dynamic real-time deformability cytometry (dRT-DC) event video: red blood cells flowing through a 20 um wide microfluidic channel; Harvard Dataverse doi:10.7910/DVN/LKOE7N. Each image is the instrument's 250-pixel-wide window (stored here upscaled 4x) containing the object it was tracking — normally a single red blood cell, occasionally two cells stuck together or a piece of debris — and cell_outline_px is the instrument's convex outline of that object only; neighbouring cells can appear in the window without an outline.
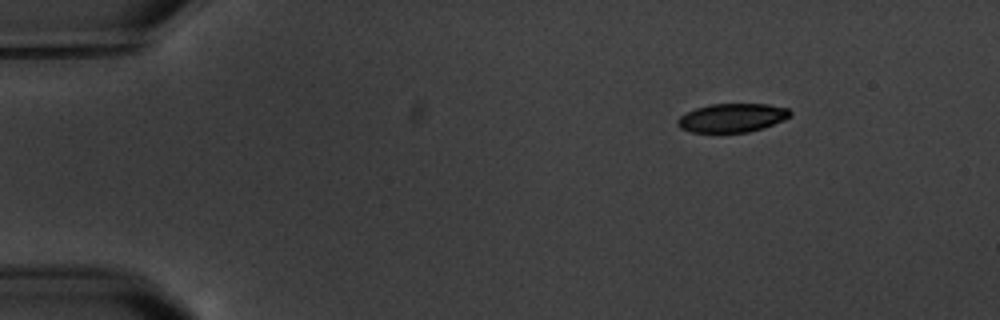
{"species": "common noctule bat (a hibernating species)", "species_latin": "Nyctalus noctula", "temperature_condition": "warm", "stored_images_in_passage": 5, "camera_frame_rate_fps": 3000, "um_per_image_px": 0.085, "animal": {"sex": "male", "body_mass_g": 20.1, "forearm_length_mm": 53.5}, "frame": {"image": 1, "passage_image": 1, "time_ms": 0.0, "image_size_px": [1000, 320], "cell_outline_px": [[792, 116], [784, 120], [764, 128], [748, 132], [692, 132], [680, 128], [676, 124], [676, 120], [680, 116], [696, 108], [712, 104], [768, 104], [788, 108], [792, 112]], "centroid_in_image_um": [62.26, 10.01], "position_along_channel_um": 22.7, "area_um2": 18.9}}
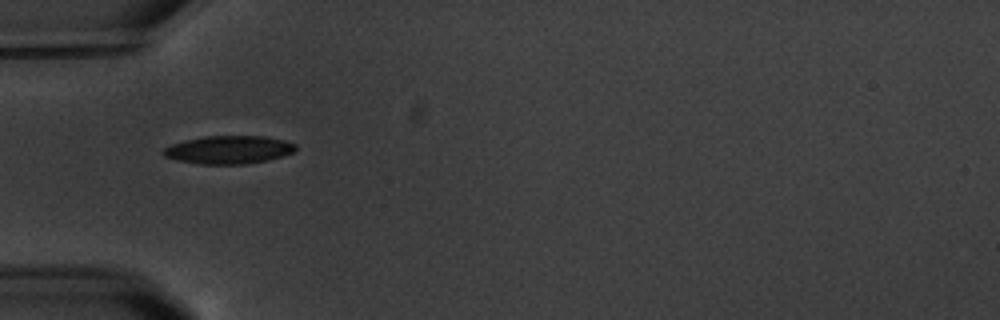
{"frame": {"image": 2, "passage_image": 4, "time_ms": 3.667, "image_size_px": [1000, 320], "cell_outline_px": [[296, 148], [292, 152], [268, 160], [244, 164], [200, 164], [176, 160], [164, 156], [160, 152], [164, 148], [172, 144], [204, 136], [264, 136], [284, 140], [296, 144]], "centroid_in_image_um": [19.41, 12.73], "position_along_channel_um": 65.6, "area_um2": 21.5}}